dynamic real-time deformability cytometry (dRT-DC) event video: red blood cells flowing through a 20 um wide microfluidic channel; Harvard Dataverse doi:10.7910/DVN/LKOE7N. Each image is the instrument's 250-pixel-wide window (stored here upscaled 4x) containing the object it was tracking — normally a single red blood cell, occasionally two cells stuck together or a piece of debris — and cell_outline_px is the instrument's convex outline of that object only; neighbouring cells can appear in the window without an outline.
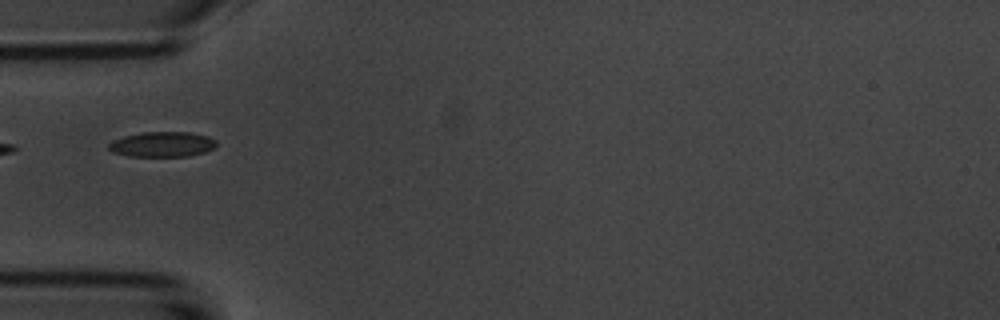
{"species": "common noctule bat (a hibernating species)", "species_latin": "Nyctalus noctula", "temperature_condition": "room temperature", "stored_images_in_passage": 1, "camera_frame_rate_fps": 3000, "um_per_image_px": 0.085, "animal": {"sex": "male", "body_mass_g": 20.1, "forearm_length_mm": 53.5}, "frame": {"image": 1, "passage_image": 1, "time_ms": 0.0, "image_size_px": [1000, 320], "cell_outline_px": [[216, 148], [204, 152], [188, 156], [132, 156], [112, 152], [108, 148], [108, 144], [112, 140], [124, 136], [140, 132], [188, 132], [208, 136], [216, 140]], "centroid_in_image_um": [13.8, 12.26], "position_along_channel_um": 71.2, "area_um2": 15.84}}